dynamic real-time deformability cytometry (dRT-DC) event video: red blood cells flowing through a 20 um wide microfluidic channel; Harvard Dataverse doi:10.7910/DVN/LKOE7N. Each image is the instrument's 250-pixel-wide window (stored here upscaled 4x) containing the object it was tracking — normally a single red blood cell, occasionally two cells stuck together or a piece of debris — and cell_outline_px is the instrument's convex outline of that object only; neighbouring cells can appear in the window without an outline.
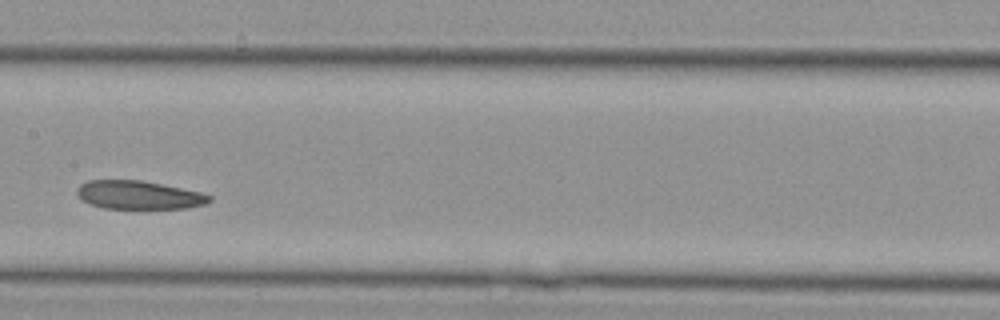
{"species": "Egyptian fruit bat (a non-hibernating species)", "species_latin": "Rousettus aegyptiacus", "temperature_condition": "cold", "stored_images_in_passage": 15, "camera_frame_rate_fps": 3000, "um_per_image_px": 0.085, "animal": {"sex": "female"}, "frame": {"image": 1, "passage_image": 11, "time_ms": 3.333, "image_size_px": [1000, 320], "cell_outline_px": [[212, 200], [204, 204], [188, 208], [104, 208], [88, 204], [80, 200], [76, 192], [76, 188], [80, 184], [88, 180], [140, 180], [200, 192], [212, 196]], "centroid_in_image_um": [11.74, 16.57], "position_along_channel_um": 195.7, "area_um2": 21.91}}
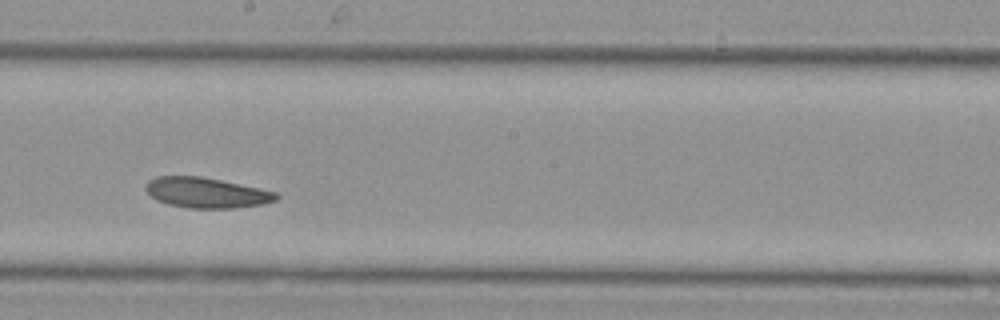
{"frame": {"image": 2, "passage_image": 13, "time_ms": 4.0, "image_size_px": [1000, 320], "cell_outline_px": [[280, 196], [276, 200], [260, 204], [232, 208], [188, 208], [168, 204], [156, 200], [144, 188], [148, 180], [156, 176], [200, 176], [260, 188], [276, 192]], "centroid_in_image_um": [17.51, 16.37], "position_along_channel_um": 230.7, "area_um2": 22.95}}